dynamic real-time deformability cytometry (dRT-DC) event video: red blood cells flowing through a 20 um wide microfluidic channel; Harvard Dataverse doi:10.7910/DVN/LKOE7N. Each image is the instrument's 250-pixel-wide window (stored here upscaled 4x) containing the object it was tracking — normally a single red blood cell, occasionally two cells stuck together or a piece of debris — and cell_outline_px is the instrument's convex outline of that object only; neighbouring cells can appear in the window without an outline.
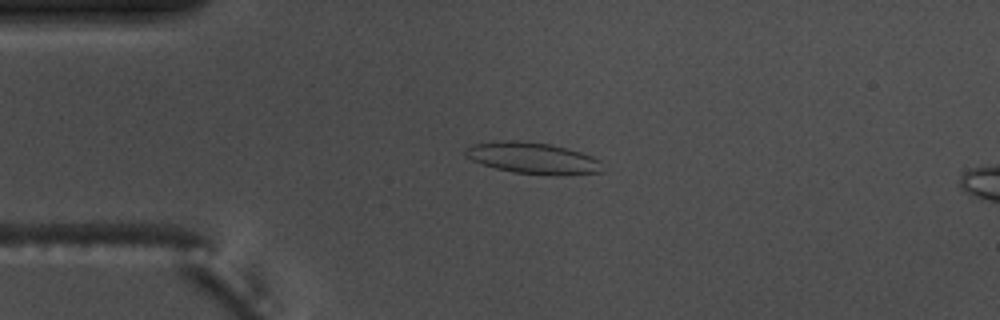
{"species": "common noctule bat (a hibernating species)", "species_latin": "Nyctalus noctula", "temperature_condition": "warm", "stored_images_in_passage": 47, "camera_frame_rate_fps": 3000, "um_per_image_px": 0.085, "animal": {"sex": "male", "body_mass_g": 17.5, "forearm_length_mm": 52.3}, "frame": {"image": 1, "passage_image": 12, "time_ms": 3.667, "image_size_px": [1000, 320], "cell_outline_px": [[604, 172], [556, 176], [512, 172], [496, 168], [472, 160], [464, 156], [464, 148], [472, 144], [496, 140], [516, 140], [552, 144], [580, 152], [592, 156], [600, 160]], "centroid_in_image_um": [45.28, 13.44], "position_along_channel_um": 39.7, "area_um2": 25.43}}
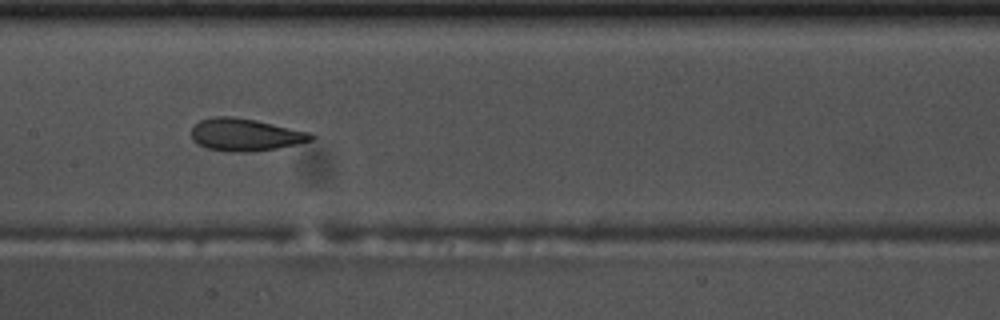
{"frame": {"image": 2, "passage_image": 26, "time_ms": 8.333, "image_size_px": [1000, 320], "cell_outline_px": [[316, 136], [312, 140], [296, 144], [276, 148], [244, 152], [236, 152], [208, 148], [196, 144], [192, 140], [192, 128], [200, 120], [212, 116], [232, 116], [256, 120], [308, 132]], "centroid_in_image_um": [20.81, 11.44], "position_along_channel_um": 186.6, "area_um2": 22.37}}
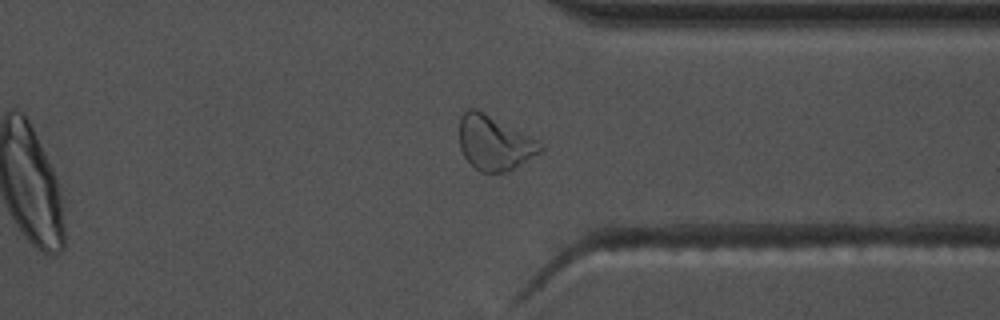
{"frame": {"image": 3, "passage_image": 41, "time_ms": 13.333, "image_size_px": [1000, 320], "cell_outline_px": [[544, 152], [504, 172], [480, 172], [464, 156], [460, 148], [460, 116], [464, 108], [476, 108], [484, 112], [536, 140], [544, 148]], "centroid_in_image_um": [42.0, 12.13], "position_along_channel_um": 369.4, "area_um2": 25.37}, "authors_computed_cell_mechanics": {"area_um2": 22.9466, "velocity_mm_per_s": 3.6953, "shape_relaxation_time_tau1_ms": 7.5638, "shape_relaxation_time_tau2_ms": 1.9533, "deformation_change_tau1": 0.2018, "deformation_change_tau2": 0.0844}}